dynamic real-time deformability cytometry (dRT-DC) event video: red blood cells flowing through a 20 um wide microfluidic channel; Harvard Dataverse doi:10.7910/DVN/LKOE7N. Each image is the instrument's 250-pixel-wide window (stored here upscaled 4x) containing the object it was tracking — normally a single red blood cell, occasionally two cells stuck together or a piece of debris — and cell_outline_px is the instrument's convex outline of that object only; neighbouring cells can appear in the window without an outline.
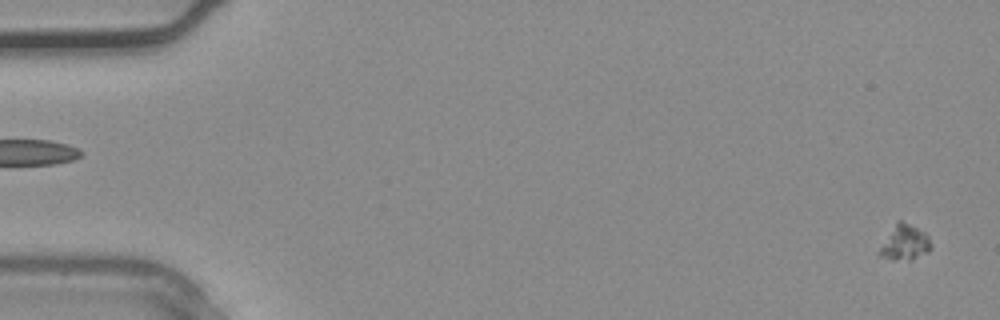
{"species": "common noctule bat (a hibernating species)", "species_latin": "Nyctalus noctula", "temperature_condition": "warm", "stored_images_in_passage": 39, "camera_frame_rate_fps": 3000, "um_per_image_px": 0.085, "animal": {"sex": "male", "body_mass_g": 20.4}, "frame": {"image": 1, "passage_image": 2, "time_ms": 0.333, "image_size_px": [1000, 320], "cell_outline_px": [[932, 248], [928, 252], [912, 260], [892, 260], [880, 256], [876, 252], [896, 220], [900, 220], [924, 232], [928, 236], [932, 244]], "centroid_in_image_um": [76.88, 20.64], "position_along_channel_um": 8.1, "area_um2": 10.75}}
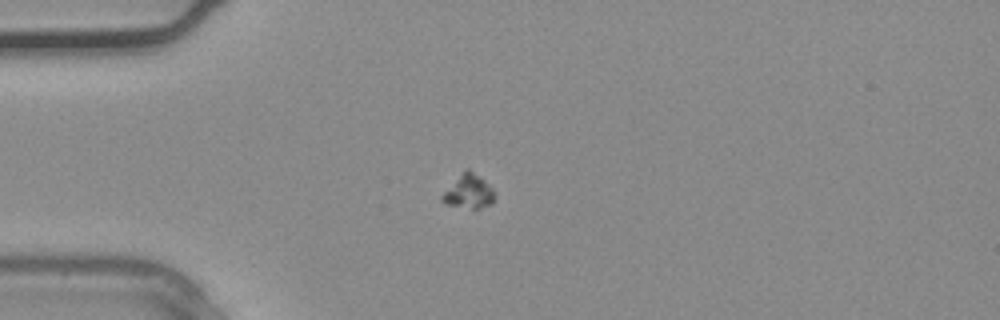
{"frame": {"image": 2, "passage_image": 11, "time_ms": 3.333, "image_size_px": [1000, 320], "cell_outline_px": [[492, 204], [480, 208], [472, 208], [444, 204], [440, 200], [440, 196], [464, 168], [468, 168], [484, 180], [492, 188]], "centroid_in_image_um": [39.77, 16.26], "position_along_channel_um": 45.2, "area_um2": 10.23}}
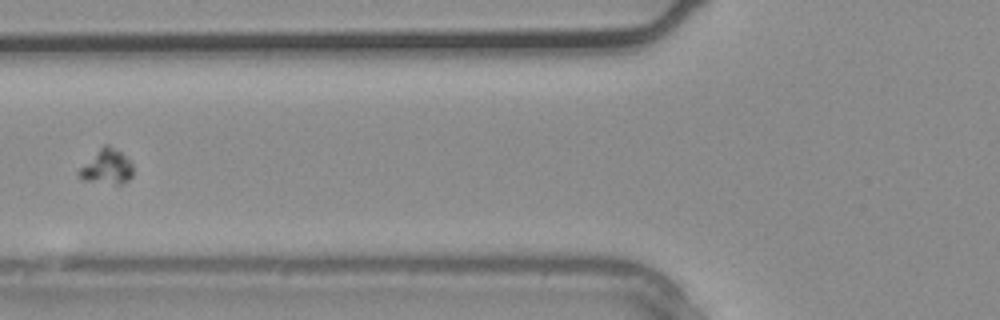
{"frame": {"image": 3, "passage_image": 16, "time_ms": 5.0, "image_size_px": [1000, 320], "cell_outline_px": [[132, 176], [128, 180], [120, 184], [116, 184], [84, 180], [76, 172], [104, 144], [108, 144], [120, 152], [132, 164]], "centroid_in_image_um": [9.08, 14.19], "position_along_channel_um": 116.7, "area_um2": 10.58}}